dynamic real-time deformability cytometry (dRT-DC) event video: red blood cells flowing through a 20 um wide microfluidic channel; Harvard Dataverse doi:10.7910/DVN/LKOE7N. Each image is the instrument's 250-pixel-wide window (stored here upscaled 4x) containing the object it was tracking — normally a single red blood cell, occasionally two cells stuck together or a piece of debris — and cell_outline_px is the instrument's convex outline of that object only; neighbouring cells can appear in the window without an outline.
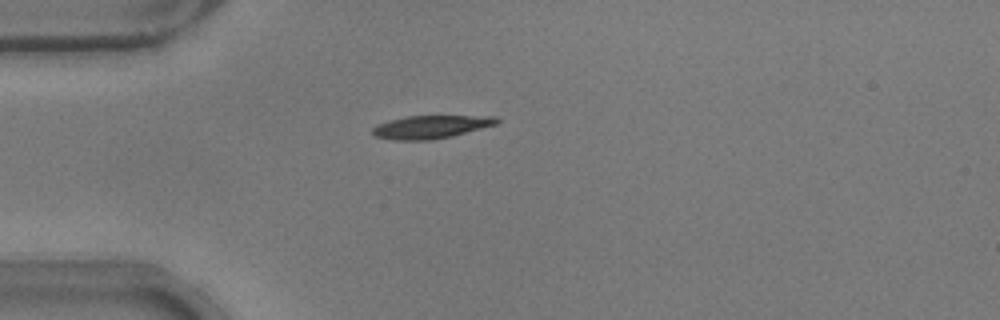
{"species": "common noctule bat (a hibernating species)", "species_latin": "Nyctalus noctula", "temperature_condition": "warm", "stored_images_in_passage": 36, "camera_frame_rate_fps": 3000, "um_per_image_px": 0.085, "animal": {"sex": "male", "body_mass_g": 17.9}, "frame": {"image": 1, "passage_image": 1, "time_ms": 0.0, "image_size_px": [1000, 320], "cell_outline_px": [[500, 120], [496, 124], [452, 136], [432, 140], [396, 140], [376, 136], [372, 132], [372, 128], [376, 124], [408, 116], [496, 116]], "centroid_in_image_um": [36.63, 10.79], "position_along_channel_um": 48.4, "area_um2": 16.47}}
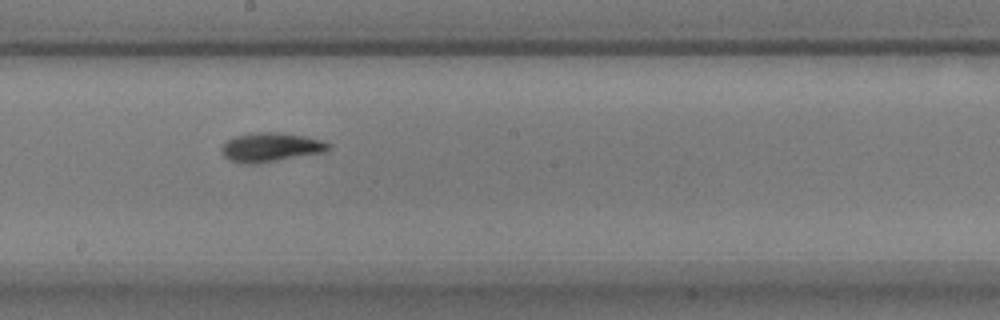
{"frame": {"image": 2, "passage_image": 16, "time_ms": 5.0, "image_size_px": [1000, 320], "cell_outline_px": [[332, 148], [328, 152], [256, 164], [248, 164], [228, 160], [220, 152], [220, 148], [232, 136], [252, 132], [280, 132], [304, 136], [324, 140], [332, 144]], "centroid_in_image_um": [23.06, 12.51], "position_along_channel_um": 225.1, "area_um2": 18.67}}
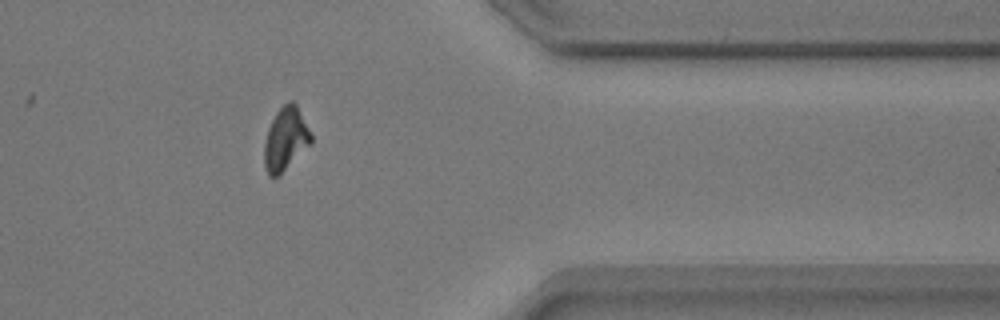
{"frame": {"image": 3, "passage_image": 30, "time_ms": 9.667, "image_size_px": [1000, 320], "cell_outline_px": [[312, 144], [280, 176], [268, 176], [264, 164], [264, 144], [268, 128], [276, 112], [288, 100], [292, 100], [296, 104], [312, 136]], "centroid_in_image_um": [24.28, 11.85], "position_along_channel_um": 387.1, "area_um2": 17.4}, "authors_computed_cell_mechanics": {"area_um2": 16.8776, "velocity_mm_per_s": 3.8028, "shape_relaxation_time_tau1_ms": 2.9777, "shape_relaxation_time_tau2_ms": 6.7171, "deformation_change_tau1": 0.1323, "deformation_change_tau2": 0.1227}}